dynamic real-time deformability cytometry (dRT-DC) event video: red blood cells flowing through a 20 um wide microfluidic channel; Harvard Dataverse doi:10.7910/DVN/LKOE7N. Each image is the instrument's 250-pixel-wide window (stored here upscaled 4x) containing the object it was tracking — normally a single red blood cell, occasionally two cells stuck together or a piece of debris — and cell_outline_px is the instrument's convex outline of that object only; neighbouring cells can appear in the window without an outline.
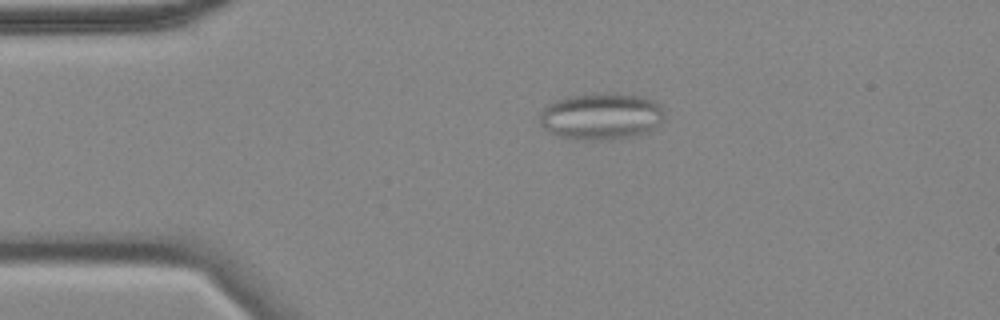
{"species": "common noctule bat (a hibernating species)", "species_latin": "Nyctalus noctula", "temperature_condition": "cold", "stored_images_in_passage": 54, "camera_frame_rate_fps": 3000, "um_per_image_px": 0.085, "animal": {"sex": "female", "body_mass_g": 18.4}, "frame": {"image": 1, "passage_image": 9, "time_ms": 2.667, "image_size_px": [1000, 320], "cell_outline_px": [[664, 120], [656, 128], [648, 132], [632, 136], [612, 140], [584, 140], [556, 136], [544, 128], [540, 124], [540, 112], [548, 104], [556, 100], [568, 96], [612, 92], [616, 92], [640, 96], [652, 100], [660, 104], [664, 112]], "centroid_in_image_um": [51.13, 9.89], "position_along_channel_um": 33.9, "area_um2": 34.45}}
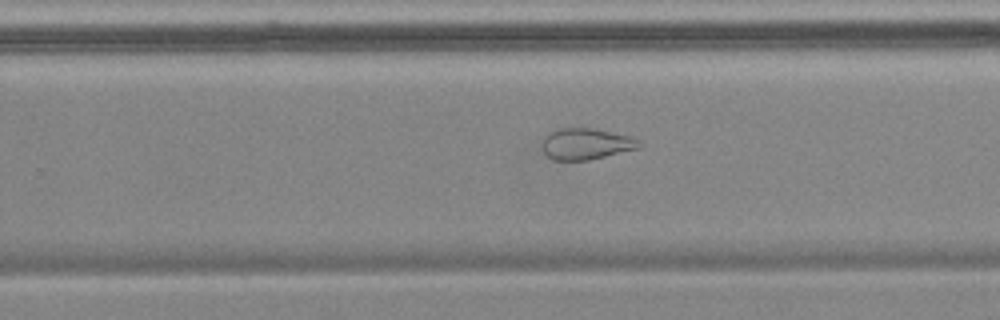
{"frame": {"image": 2, "passage_image": 33, "time_ms": 10.667, "image_size_px": [1000, 320], "cell_outline_px": [[640, 148], [588, 160], [552, 160], [544, 152], [544, 136], [556, 128], [592, 128], [628, 136], [640, 140]], "centroid_in_image_um": [49.81, 12.23], "position_along_channel_um": 280.0, "area_um2": 17.46}}
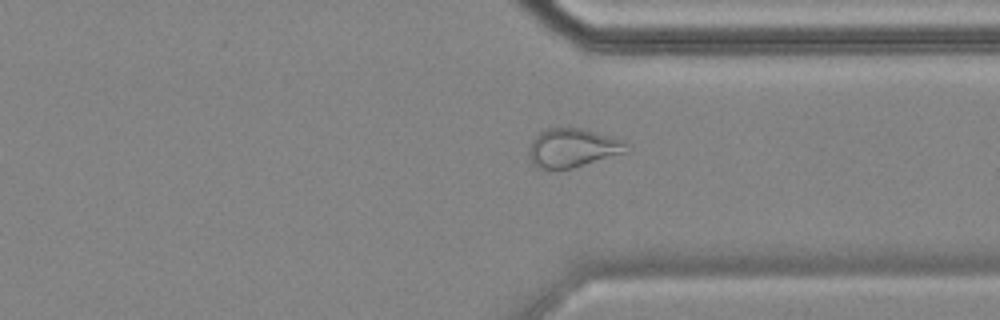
{"frame": {"image": 3, "passage_image": 40, "time_ms": 13.0, "image_size_px": [1000, 320], "cell_outline_px": [[632, 144], [628, 152], [572, 168], [536, 168], [532, 164], [528, 156], [528, 148], [532, 140], [540, 132], [548, 128], [584, 128], [628, 140]], "centroid_in_image_um": [48.75, 12.55], "position_along_channel_um": 362.6, "area_um2": 22.6}, "authors_computed_cell_mechanics": {"area_um2": 25.6343, "velocity_mm_per_s": 3.5191, "shape_relaxation_time_tau1_ms": null, "shape_relaxation_time_tau2_ms": 2.1226, "deformation_change_tau1": null, "deformation_change_tau2": 0.0835}}